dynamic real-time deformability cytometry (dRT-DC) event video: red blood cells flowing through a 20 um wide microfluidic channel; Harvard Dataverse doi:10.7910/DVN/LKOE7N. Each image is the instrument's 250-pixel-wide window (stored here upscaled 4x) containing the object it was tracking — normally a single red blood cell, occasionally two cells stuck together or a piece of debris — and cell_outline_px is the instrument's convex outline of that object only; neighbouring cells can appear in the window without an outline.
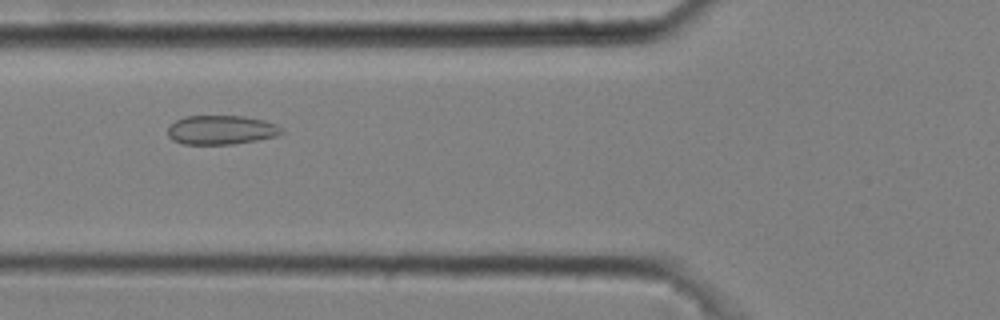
{"species": "common noctule bat (a hibernating species)", "species_latin": "Nyctalus noctula", "temperature_condition": "cold", "stored_images_in_passage": 9, "camera_frame_rate_fps": 3000, "um_per_image_px": 0.085, "animal": {"sex": "male", "body_mass_g": 20.4}, "frame": {"image": 1, "passage_image": 4, "time_ms": 1.0, "image_size_px": [1000, 320], "cell_outline_px": [[284, 132], [276, 136], [256, 140], [232, 144], [180, 144], [172, 140], [168, 136], [168, 124], [184, 116], [244, 116], [264, 120], [276, 124]], "centroid_in_image_um": [18.75, 11.04], "position_along_channel_um": 107.0, "area_um2": 19.42}}
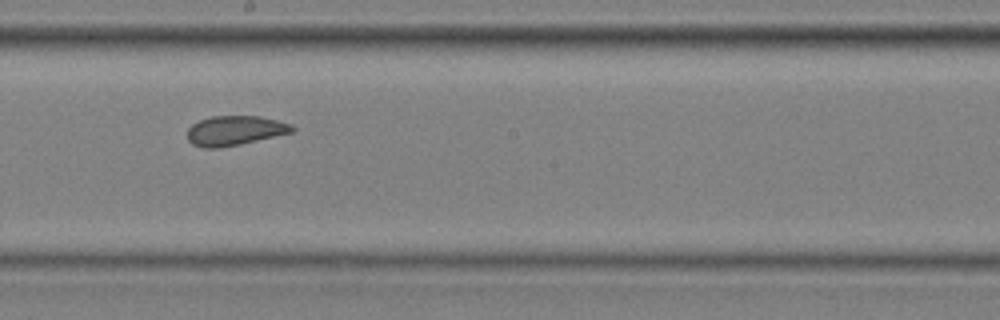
{"frame": {"image": 2, "passage_image": 7, "time_ms": 2.0, "image_size_px": [1000, 320], "cell_outline_px": [[296, 132], [240, 144], [220, 148], [200, 148], [192, 144], [188, 140], [188, 128], [192, 124], [200, 120], [212, 116], [260, 116], [292, 124], [296, 128]], "centroid_in_image_um": [19.99, 11.11], "position_along_channel_um": 228.2, "area_um2": 18.32}}
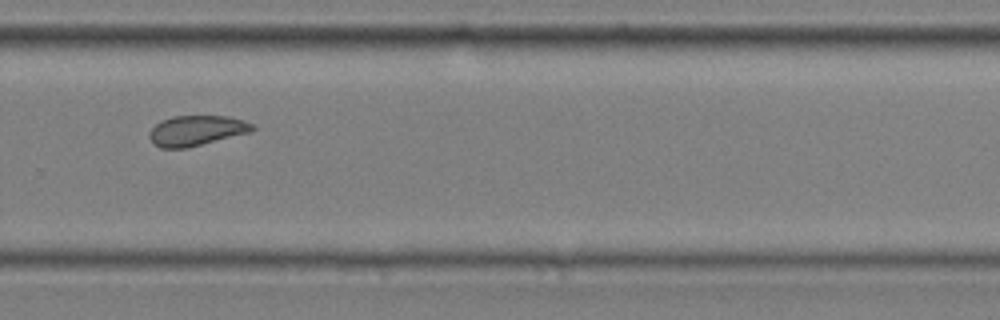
{"frame": {"image": 3, "passage_image": 9, "time_ms": 2.667, "image_size_px": [1000, 320], "cell_outline_px": [[256, 128], [252, 132], [188, 148], [160, 148], [152, 144], [148, 136], [148, 132], [160, 120], [172, 116], [228, 116], [244, 120], [252, 124]], "centroid_in_image_um": [16.68, 11.11], "position_along_channel_um": 313.1, "area_um2": 18.5}}